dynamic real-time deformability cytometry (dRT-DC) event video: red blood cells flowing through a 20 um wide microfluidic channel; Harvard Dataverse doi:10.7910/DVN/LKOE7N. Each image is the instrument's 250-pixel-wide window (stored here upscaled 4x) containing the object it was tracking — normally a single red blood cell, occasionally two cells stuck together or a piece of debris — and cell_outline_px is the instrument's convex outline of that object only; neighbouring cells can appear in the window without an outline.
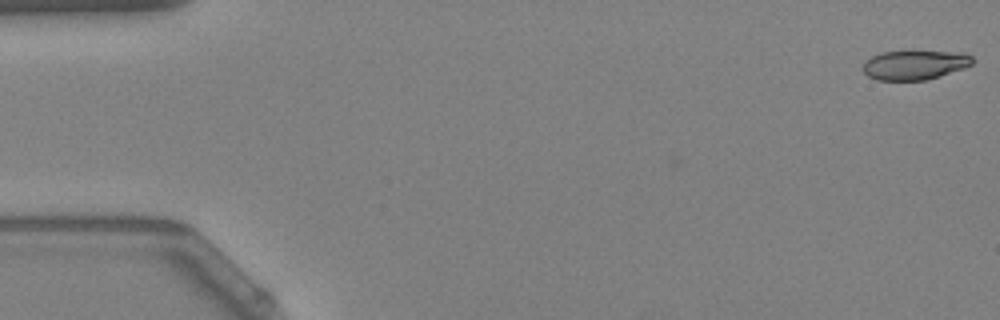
{"species": "Egyptian fruit bat (a non-hibernating species)", "species_latin": "Rousettus aegyptiacus", "temperature_condition": "warm", "stored_images_in_passage": 17, "camera_frame_rate_fps": 3000, "um_per_image_px": 0.085, "animal": {"sex": "female"}, "frame": {"image": 1, "passage_image": 1, "time_ms": 0.0, "image_size_px": [1000, 320], "cell_outline_px": [[972, 64], [964, 68], [928, 80], [876, 80], [868, 76], [860, 68], [872, 56], [880, 52], [964, 52], [972, 56]], "centroid_in_image_um": [77.74, 5.53], "position_along_channel_um": 7.3, "area_um2": 18.61}}
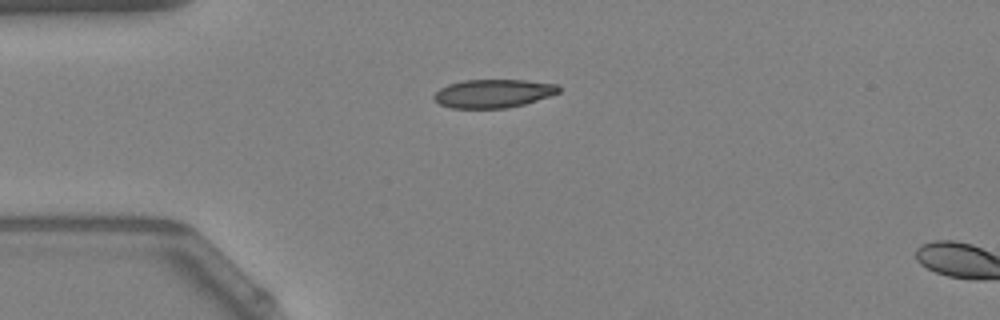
{"frame": {"image": 2, "passage_image": 14, "time_ms": 4.333, "image_size_px": [1000, 320], "cell_outline_px": [[560, 92], [524, 104], [508, 108], [452, 108], [440, 104], [432, 96], [440, 88], [448, 84], [464, 80], [528, 80], [560, 84]], "centroid_in_image_um": [41.95, 7.93], "position_along_channel_um": 43.1, "area_um2": 20.69}}